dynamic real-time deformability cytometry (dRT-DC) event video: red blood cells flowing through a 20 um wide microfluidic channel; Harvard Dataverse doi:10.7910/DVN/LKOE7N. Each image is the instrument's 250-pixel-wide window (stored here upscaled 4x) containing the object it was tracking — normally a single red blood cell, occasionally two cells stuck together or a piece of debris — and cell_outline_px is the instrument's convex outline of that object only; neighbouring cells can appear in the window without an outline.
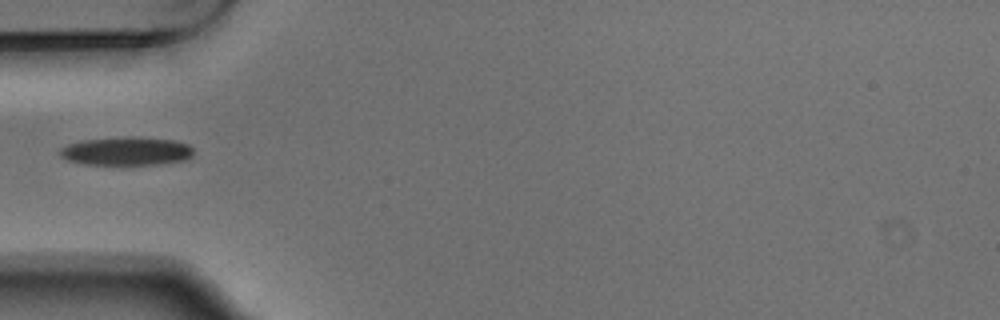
{"species": "Egyptian fruit bat (a non-hibernating species)", "species_latin": "Rousettus aegyptiacus", "temperature_condition": "warm", "stored_images_in_passage": 1, "camera_frame_rate_fps": 3000, "um_per_image_px": 0.085, "animal": {"sex": "male"}, "frame": {"image": 1, "passage_image": 1, "time_ms": 0.0, "image_size_px": [1000, 320], "cell_outline_px": [[192, 156], [184, 160], [160, 164], [84, 164], [68, 160], [60, 156], [60, 148], [68, 144], [84, 140], [124, 136], [132, 136], [172, 140], [188, 144], [192, 148]], "centroid_in_image_um": [10.74, 12.84], "position_along_channel_um": 74.3, "area_um2": 22.02}}